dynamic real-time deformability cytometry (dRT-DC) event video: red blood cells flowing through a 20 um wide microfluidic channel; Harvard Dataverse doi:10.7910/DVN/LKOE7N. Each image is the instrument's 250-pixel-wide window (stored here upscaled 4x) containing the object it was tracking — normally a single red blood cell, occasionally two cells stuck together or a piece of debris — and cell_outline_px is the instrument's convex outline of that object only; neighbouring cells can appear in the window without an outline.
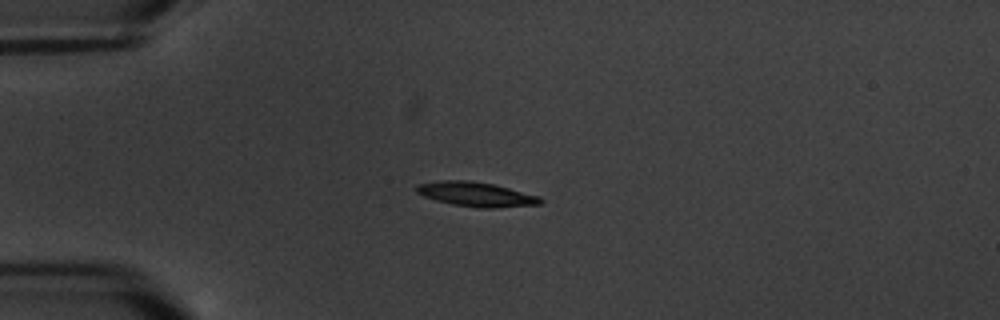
{"species": "common noctule bat (a hibernating species)", "species_latin": "Nyctalus noctula", "temperature_condition": "warm", "stored_images_in_passage": 5, "camera_frame_rate_fps": 3000, "um_per_image_px": 0.085, "animal": {"sex": "male", "body_mass_g": 20.1, "forearm_length_mm": 53.5}, "frame": {"image": 1, "passage_image": 4, "time_ms": 3.667, "image_size_px": [1000, 320], "cell_outline_px": [[544, 200], [540, 204], [496, 208], [476, 208], [452, 204], [436, 200], [424, 196], [416, 192], [416, 184], [444, 180], [468, 180], [492, 184], [540, 196]], "centroid_in_image_um": [40.47, 16.52], "position_along_channel_um": 44.5, "area_um2": 17.63}}